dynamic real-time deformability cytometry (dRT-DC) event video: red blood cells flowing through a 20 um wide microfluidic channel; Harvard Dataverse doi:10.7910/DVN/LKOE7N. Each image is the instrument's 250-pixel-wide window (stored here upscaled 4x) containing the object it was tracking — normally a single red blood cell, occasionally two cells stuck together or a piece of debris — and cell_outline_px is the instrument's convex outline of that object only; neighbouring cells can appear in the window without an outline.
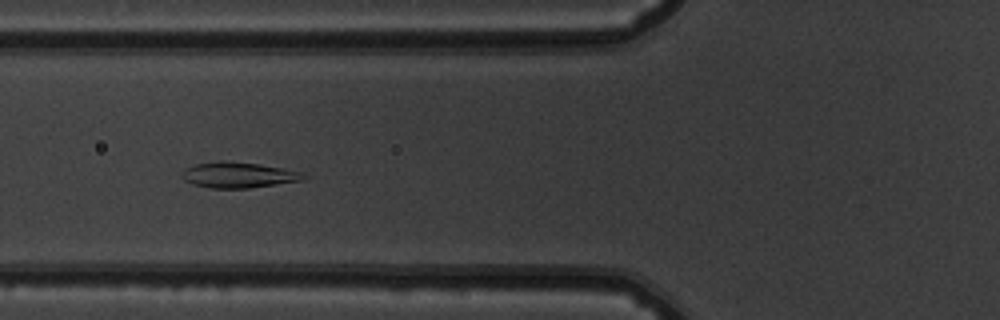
{"species": "common noctule bat (a hibernating species)", "species_latin": "Nyctalus noctula", "temperature_condition": "warm", "stored_images_in_passage": 53, "camera_frame_rate_fps": 3000, "um_per_image_px": 0.085, "animal": {"sex": "male", "body_mass_g": 19.5, "forearm_length_mm": 54.6}, "frame": {"image": 1, "passage_image": 21, "time_ms": 6.667, "image_size_px": [1000, 320], "cell_outline_px": [[308, 180], [248, 188], [208, 188], [192, 184], [184, 180], [180, 176], [184, 168], [196, 164], [220, 160], [228, 160], [260, 164], [300, 172], [308, 176]], "centroid_in_image_um": [20.25, 14.87], "position_along_channel_um": 105.5, "area_um2": 18.5}}
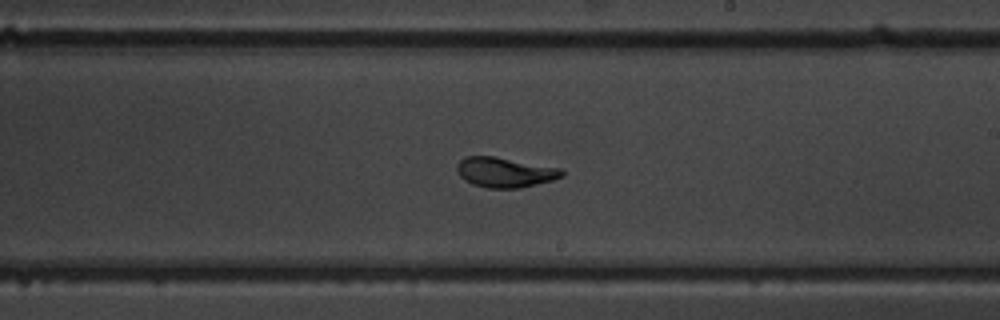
{"frame": {"image": 2, "passage_image": 32, "time_ms": 10.333, "image_size_px": [1000, 320], "cell_outline_px": [[564, 176], [552, 180], [520, 188], [488, 188], [472, 184], [464, 180], [456, 172], [456, 164], [464, 156], [492, 156], [560, 168], [564, 172]], "centroid_in_image_um": [42.87, 14.65], "position_along_channel_um": 246.1, "area_um2": 18.32}}
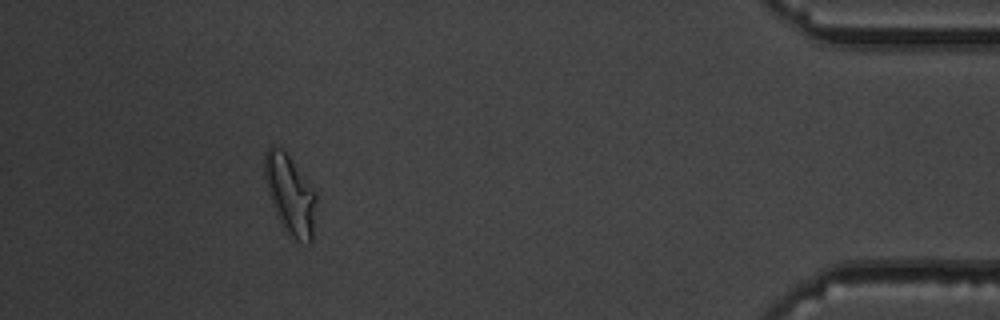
{"frame": {"image": 3, "passage_image": 49, "time_ms": 16.0, "image_size_px": [1000, 320], "cell_outline_px": [[316, 200], [312, 244], [308, 244], [292, 240], [284, 232], [280, 224], [272, 204], [268, 192], [264, 176], [264, 156], [268, 148], [272, 144], [280, 148], [288, 156], [316, 192]], "centroid_in_image_um": [24.66, 16.62], "position_along_channel_um": 410.5, "area_um2": 24.04}, "authors_computed_cell_mechanics": {"area_um2": 19.7676, "velocity_mm_per_s": 3.8455, "shape_relaxation_time_tau1_ms": 3.9436, "shape_relaxation_time_tau2_ms": 0.9316, "deformation_change_tau1": 0.1472, "deformation_change_tau2": 0.0475}}